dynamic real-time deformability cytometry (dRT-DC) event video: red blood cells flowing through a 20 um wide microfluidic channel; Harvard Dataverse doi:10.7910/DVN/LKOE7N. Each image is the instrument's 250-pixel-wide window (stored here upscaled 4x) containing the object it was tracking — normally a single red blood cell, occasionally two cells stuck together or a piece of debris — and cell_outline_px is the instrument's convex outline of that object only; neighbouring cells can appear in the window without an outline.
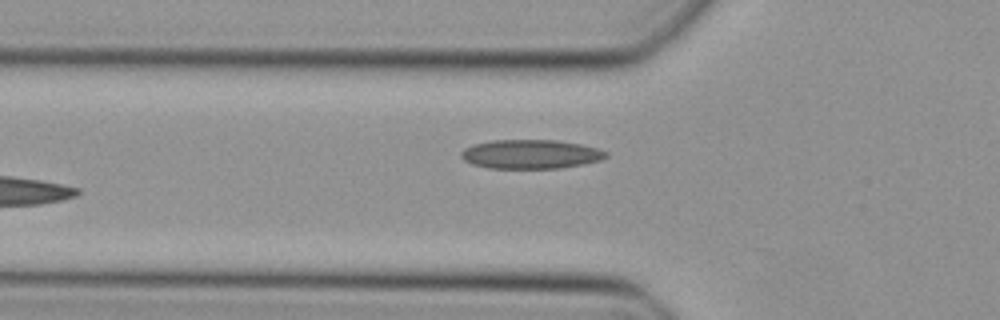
{"species": "Egyptian fruit bat (a non-hibernating species)", "species_latin": "Rousettus aegyptiacus", "temperature_condition": "cold", "stored_images_in_passage": 30, "camera_frame_rate_fps": 3000, "um_per_image_px": 0.085, "animal": {"sex": "female"}, "frame": {"image": 1, "passage_image": 2, "time_ms": 0.333, "image_size_px": [1000, 320], "cell_outline_px": [[608, 156], [600, 160], [584, 164], [560, 168], [488, 168], [472, 164], [464, 160], [460, 156], [460, 152], [464, 148], [472, 144], [492, 140], [556, 140], [580, 144], [596, 148], [608, 152]], "centroid_in_image_um": [45.08, 13.1], "position_along_channel_um": 80.7, "area_um2": 24.62}}
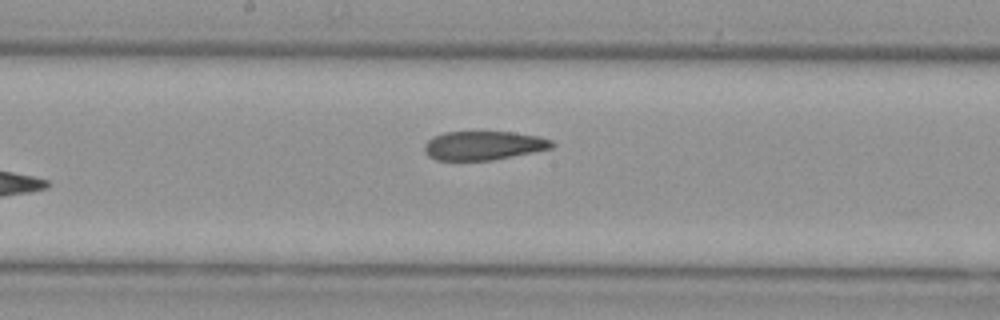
{"frame": {"image": 2, "passage_image": 11, "time_ms": 3.333, "image_size_px": [1000, 320], "cell_outline_px": [[556, 144], [552, 148], [492, 160], [436, 160], [428, 156], [424, 152], [424, 144], [432, 136], [444, 132], [512, 132], [536, 136], [552, 140]], "centroid_in_image_um": [41.06, 12.37], "position_along_channel_um": 207.1, "area_um2": 21.44}}
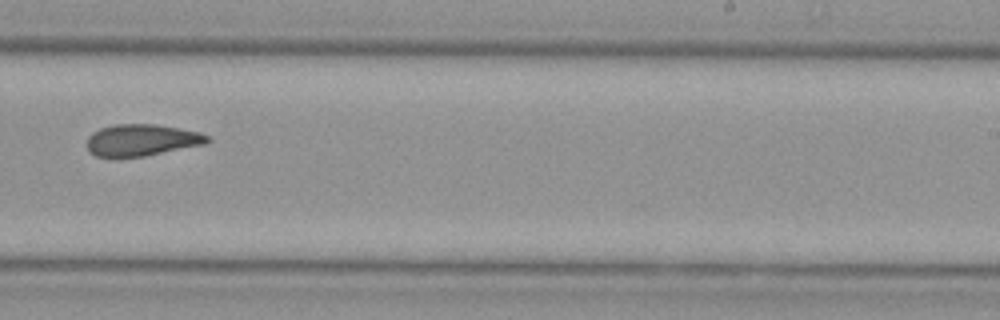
{"frame": {"image": 3, "passage_image": 16, "time_ms": 5.0, "image_size_px": [1000, 320], "cell_outline_px": [[212, 140], [204, 144], [144, 156], [96, 156], [88, 152], [88, 136], [92, 132], [100, 128], [112, 124], [152, 124], [200, 132], [208, 136]], "centroid_in_image_um": [12.03, 11.89], "position_along_channel_um": 277.0, "area_um2": 21.96}}